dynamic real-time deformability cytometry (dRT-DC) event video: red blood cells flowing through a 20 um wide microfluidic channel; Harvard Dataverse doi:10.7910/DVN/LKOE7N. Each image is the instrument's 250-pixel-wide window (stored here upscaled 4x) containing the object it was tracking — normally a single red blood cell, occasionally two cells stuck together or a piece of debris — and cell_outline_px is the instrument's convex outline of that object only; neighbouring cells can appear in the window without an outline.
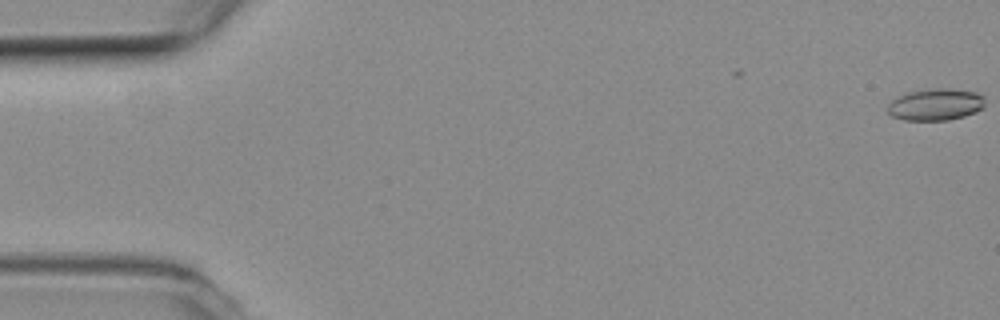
{"species": "common noctule bat (a hibernating species)", "species_latin": "Nyctalus noctula", "temperature_condition": "room temperature", "stored_images_in_passage": 4, "camera_frame_rate_fps": 3000, "um_per_image_px": 0.085, "animal": {"sex": "female", "body_mass_g": 19.3, "forearm_length_mm": 54.1}, "frame": {"image": 1, "passage_image": 4, "time_ms": 1.0, "image_size_px": [1000, 320], "cell_outline_px": [[984, 108], [976, 112], [964, 116], [948, 120], [904, 120], [892, 116], [888, 112], [888, 104], [896, 96], [904, 92], [928, 88], [948, 88], [976, 92], [984, 96]], "centroid_in_image_um": [79.51, 8.87], "position_along_channel_um": 5.5, "area_um2": 18.38}}